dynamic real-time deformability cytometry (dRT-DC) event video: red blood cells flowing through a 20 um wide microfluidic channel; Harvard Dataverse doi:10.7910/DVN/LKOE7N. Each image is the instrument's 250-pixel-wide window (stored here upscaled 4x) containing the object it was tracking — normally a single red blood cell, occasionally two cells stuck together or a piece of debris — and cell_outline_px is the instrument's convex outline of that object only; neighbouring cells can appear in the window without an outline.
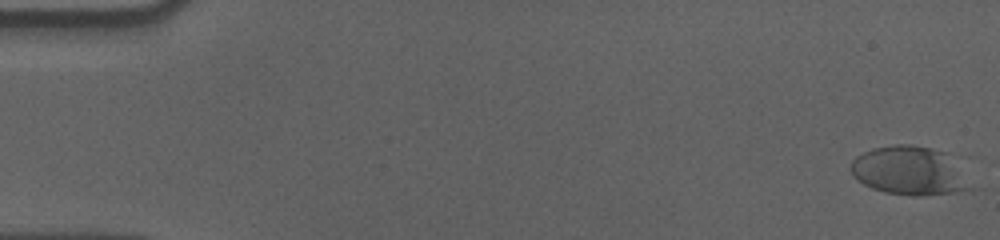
{"species": "human", "species_latin": "Homo sapiens", "temperature_condition": "cold", "stored_images_in_passage": 58, "camera_frame_rate_fps": 3000, "um_per_image_px": 0.085, "donor": {"sex": "male"}, "frame": {"image": 1, "passage_image": 1, "time_ms": 0.0, "image_size_px": [1000, 240], "cell_outline_px": [[976, 188], [956, 192], [920, 196], [912, 196], [884, 192], [872, 188], [856, 180], [848, 168], [852, 160], [856, 156], [872, 148], [896, 144], [912, 144], [932, 148], [948, 152]], "centroid_in_image_um": [77.32, 14.51], "position_along_channel_um": 7.7, "area_um2": 34.62}}
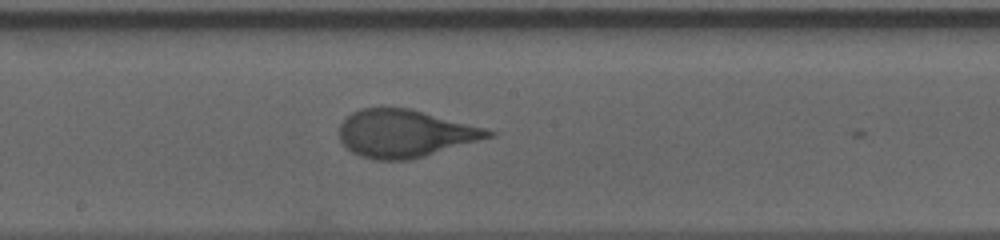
{"frame": {"image": 2, "passage_image": 32, "time_ms": 10.333, "image_size_px": [1000, 240], "cell_outline_px": [[496, 136], [424, 156], [408, 160], [372, 160], [360, 156], [352, 152], [340, 140], [340, 124], [352, 112], [360, 108], [412, 108], [484, 128], [496, 132]], "centroid_in_image_um": [34.43, 11.35], "position_along_channel_um": 213.8, "area_um2": 41.27}}
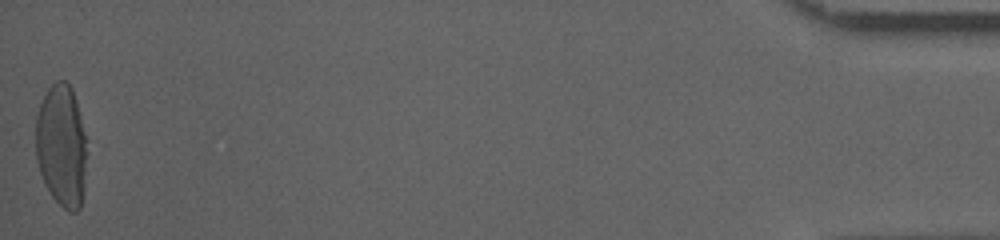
{"frame": {"image": 3, "passage_image": 58, "time_ms": 19.0, "image_size_px": [1000, 240], "cell_outline_px": [[88, 152], [80, 208], [76, 212], [68, 212], [52, 196], [44, 184], [36, 160], [36, 116], [40, 104], [48, 88], [56, 80], [64, 80], [72, 88], [88, 140]], "centroid_in_image_um": [5.25, 12.38], "position_along_channel_um": 430.0, "area_um2": 36.99}, "authors_computed_cell_mechanics": {"area_um2": 40.0843, "velocity_mm_per_s": 3.5685, "shape_relaxation_time_tau1_ms": 4.9161, "shape_relaxation_time_tau2_ms": null, "deformation_change_tau1": 0.2104, "deformation_change_tau2": null}}